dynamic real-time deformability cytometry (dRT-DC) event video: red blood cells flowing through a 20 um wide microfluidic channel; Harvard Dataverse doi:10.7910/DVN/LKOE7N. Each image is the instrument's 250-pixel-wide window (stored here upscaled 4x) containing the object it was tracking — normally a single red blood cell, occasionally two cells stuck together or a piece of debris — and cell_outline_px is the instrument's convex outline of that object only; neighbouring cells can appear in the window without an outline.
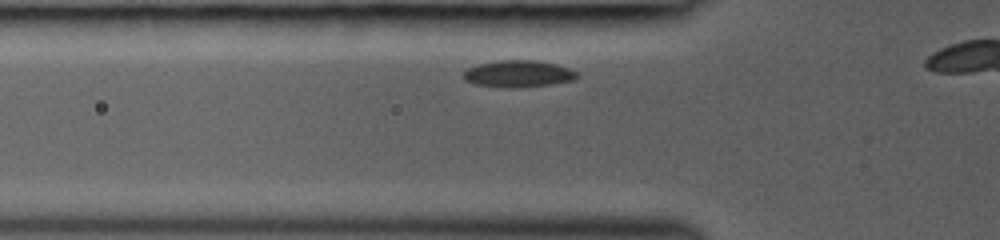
{"species": "common noctule bat (a hibernating species)", "species_latin": "Nyctalus noctula", "temperature_condition": "room temperature", "stored_images_in_passage": 7, "camera_frame_rate_fps": 3000, "um_per_image_px": 0.085, "animal": {"sex": "female", "body_mass_g": 19.0, "forearm_length_mm": 53.3}, "frame": {"image": 1, "passage_image": 2, "time_ms": 0.333, "image_size_px": [1000, 240], "cell_outline_px": [[580, 76], [576, 80], [548, 84], [508, 88], [500, 88], [476, 84], [464, 80], [460, 76], [468, 68], [480, 64], [500, 60], [532, 60], [556, 64], [568, 68], [576, 72]], "centroid_in_image_um": [44.03, 6.28], "position_along_channel_um": 81.8, "area_um2": 17.69}}
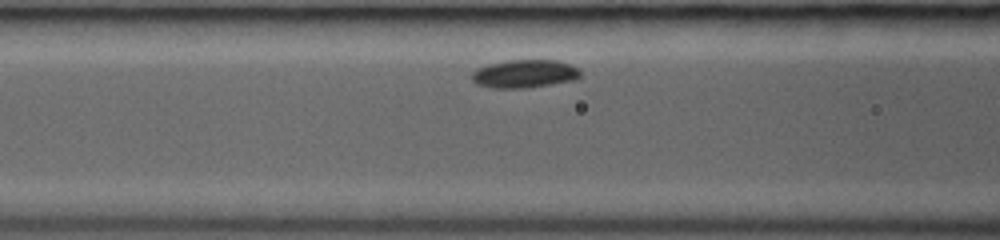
{"frame": {"image": 2, "passage_image": 5, "time_ms": 1.333, "image_size_px": [1000, 240], "cell_outline_px": [[580, 76], [576, 80], [528, 88], [492, 88], [476, 84], [472, 80], [472, 72], [488, 64], [508, 60], [556, 60], [568, 64], [576, 68], [580, 72]], "centroid_in_image_um": [44.58, 6.28], "position_along_channel_um": 122.0, "area_um2": 17.74}}